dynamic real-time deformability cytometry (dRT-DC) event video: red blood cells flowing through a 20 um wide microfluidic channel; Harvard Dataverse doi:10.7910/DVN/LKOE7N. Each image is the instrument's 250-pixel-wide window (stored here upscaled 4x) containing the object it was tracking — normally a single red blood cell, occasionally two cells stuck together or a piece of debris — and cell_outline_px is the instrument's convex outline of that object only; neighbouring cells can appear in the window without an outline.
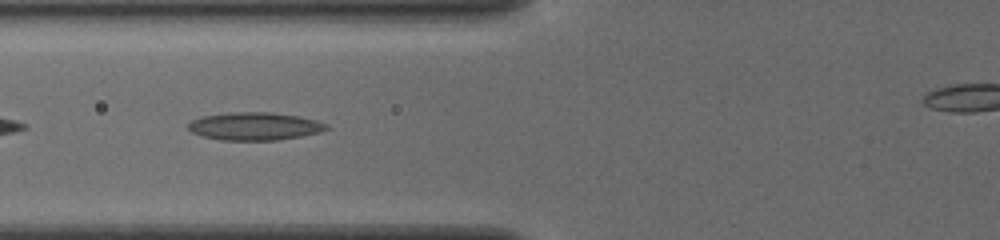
{"species": "common noctule bat (a hibernating species)", "species_latin": "Nyctalus noctula", "temperature_condition": "cold", "stored_images_in_passage": 32, "camera_frame_rate_fps": 3000, "um_per_image_px": 0.085, "animal": {"sex": "female", "body_mass_g": 19.5, "forearm_length_mm": 54.1}, "frame": {"image": 1, "passage_image": 4, "time_ms": 1.0, "image_size_px": [1000, 240], "cell_outline_px": [[328, 128], [320, 132], [300, 136], [276, 140], [220, 140], [204, 136], [192, 132], [188, 128], [188, 124], [192, 120], [204, 116], [228, 112], [272, 112], [300, 116], [316, 120], [328, 124]], "centroid_in_image_um": [21.66, 10.72], "position_along_channel_um": 104.1, "area_um2": 22.37}}
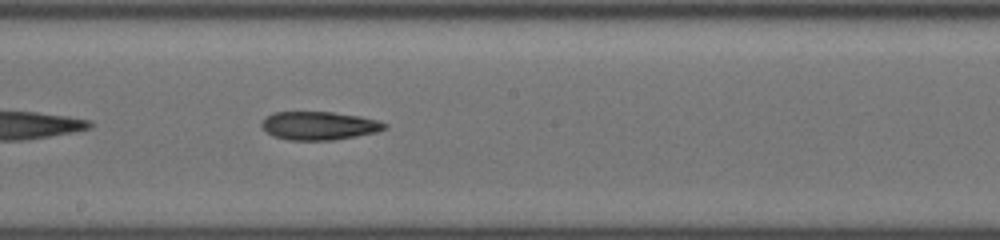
{"frame": {"image": 2, "passage_image": 13, "time_ms": 4.0, "image_size_px": [1000, 240], "cell_outline_px": [[388, 128], [376, 132], [336, 140], [288, 140], [272, 136], [260, 124], [264, 116], [272, 112], [332, 112], [360, 116], [376, 120], [388, 124]], "centroid_in_image_um": [27.1, 10.68], "position_along_channel_um": 221.1, "area_um2": 20.46}}
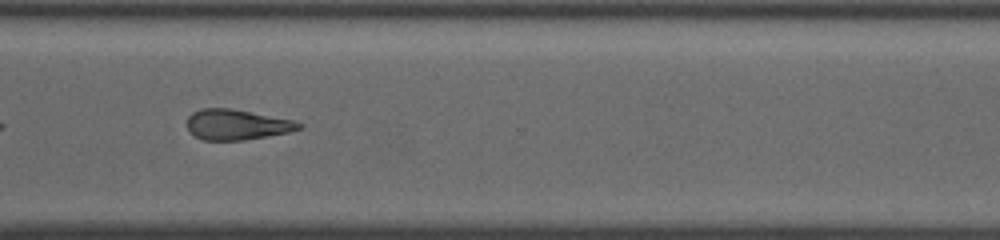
{"frame": {"image": 3, "passage_image": 23, "time_ms": 7.333, "image_size_px": [1000, 240], "cell_outline_px": [[304, 128], [288, 132], [268, 136], [244, 140], [204, 140], [188, 132], [188, 116], [192, 112], [200, 108], [232, 108], [292, 120], [304, 124]], "centroid_in_image_um": [20.13, 10.59], "position_along_channel_um": 350.5, "area_um2": 19.88}}